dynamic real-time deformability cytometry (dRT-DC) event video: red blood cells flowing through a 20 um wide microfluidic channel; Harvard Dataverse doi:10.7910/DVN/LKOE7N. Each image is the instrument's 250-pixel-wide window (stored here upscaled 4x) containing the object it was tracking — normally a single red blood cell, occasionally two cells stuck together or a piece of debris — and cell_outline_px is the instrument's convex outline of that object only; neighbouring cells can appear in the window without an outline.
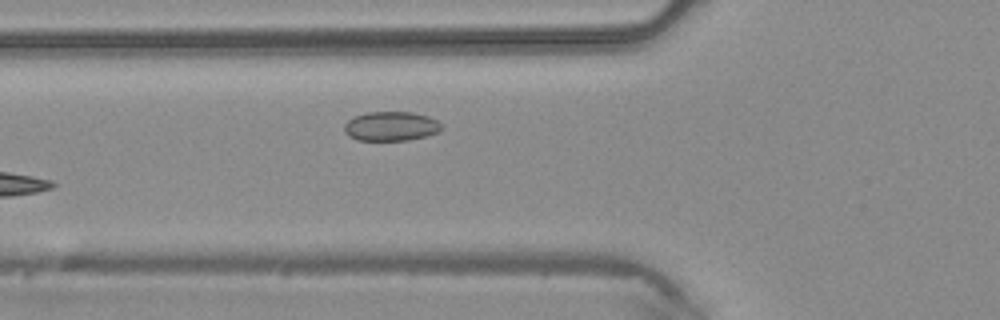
{"species": "common noctule bat (a hibernating species)", "species_latin": "Nyctalus noctula", "temperature_condition": "warm", "stored_images_in_passage": 2, "camera_frame_rate_fps": 3000, "um_per_image_px": 0.085, "animal": {"sex": "male", "body_mass_g": 20.4}, "frame": {"image": 1, "passage_image": 2, "time_ms": 0.333, "image_size_px": [1000, 320], "cell_outline_px": [[444, 128], [440, 132], [408, 140], [356, 140], [348, 136], [344, 132], [344, 124], [348, 120], [356, 116], [368, 112], [412, 112], [428, 116], [444, 124]], "centroid_in_image_um": [33.26, 10.73], "position_along_channel_um": 92.5, "area_um2": 16.76}}